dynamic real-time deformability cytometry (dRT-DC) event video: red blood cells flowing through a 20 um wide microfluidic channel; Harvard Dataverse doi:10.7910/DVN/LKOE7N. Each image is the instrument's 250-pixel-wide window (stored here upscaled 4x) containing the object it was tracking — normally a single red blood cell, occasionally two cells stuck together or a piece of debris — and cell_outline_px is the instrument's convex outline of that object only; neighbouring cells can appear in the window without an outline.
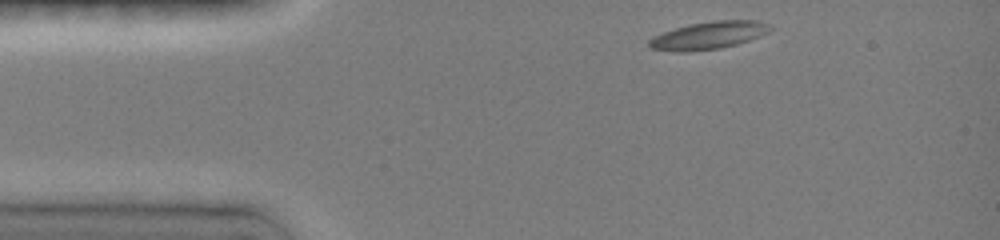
{"species": "common noctule bat (a hibernating species)", "species_latin": "Nyctalus noctula", "temperature_condition": "room temperature", "stored_images_in_passage": 44, "camera_frame_rate_fps": 3000, "um_per_image_px": 0.085, "animal": {"sex": "female", "body_mass_g": 19.0, "forearm_length_mm": 51.5}, "frame": {"image": 1, "passage_image": 1, "time_ms": 0.0, "image_size_px": [1000, 240], "cell_outline_px": [[772, 28], [748, 40], [736, 44], [720, 48], [652, 48], [648, 44], [648, 40], [664, 32], [676, 28], [692, 24], [716, 20], [756, 20], [768, 24]], "centroid_in_image_um": [60.32, 2.93], "position_along_channel_um": 24.7, "area_um2": 17.74}}
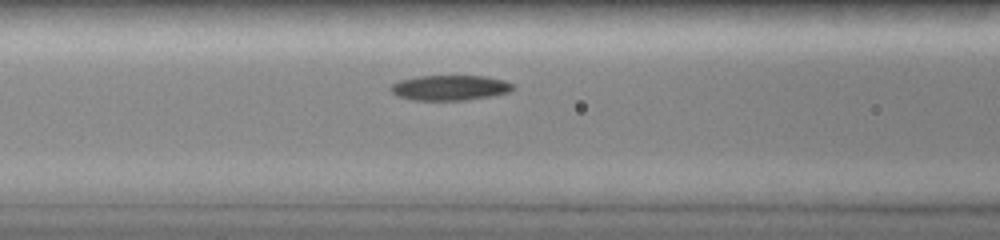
{"frame": {"image": 2, "passage_image": 14, "time_ms": 4.0, "image_size_px": [1000, 240], "cell_outline_px": [[512, 88], [508, 92], [488, 96], [464, 100], [416, 100], [400, 96], [392, 92], [392, 84], [400, 80], [416, 76], [484, 76], [504, 80], [512, 84]], "centroid_in_image_um": [38.23, 7.44], "position_along_channel_um": 128.4, "area_um2": 17.51}}
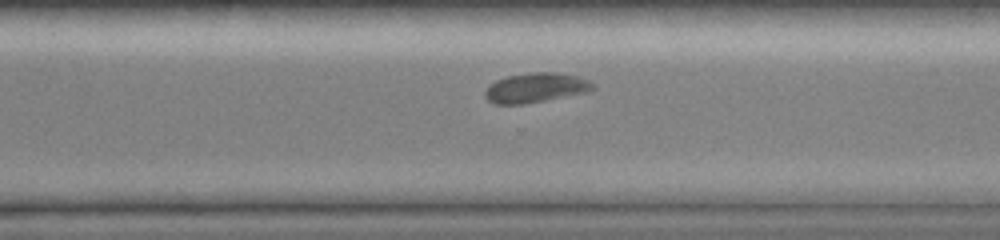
{"frame": {"image": 3, "passage_image": 40, "time_ms": 9.0, "image_size_px": [1000, 240], "cell_outline_px": [[596, 88], [584, 92], [544, 100], [520, 104], [496, 104], [488, 100], [484, 96], [484, 92], [488, 84], [496, 80], [508, 76], [532, 72], [556, 72], [580, 76], [596, 84]], "centroid_in_image_um": [45.52, 7.44], "position_along_channel_um": 325.1, "area_um2": 18.55}}